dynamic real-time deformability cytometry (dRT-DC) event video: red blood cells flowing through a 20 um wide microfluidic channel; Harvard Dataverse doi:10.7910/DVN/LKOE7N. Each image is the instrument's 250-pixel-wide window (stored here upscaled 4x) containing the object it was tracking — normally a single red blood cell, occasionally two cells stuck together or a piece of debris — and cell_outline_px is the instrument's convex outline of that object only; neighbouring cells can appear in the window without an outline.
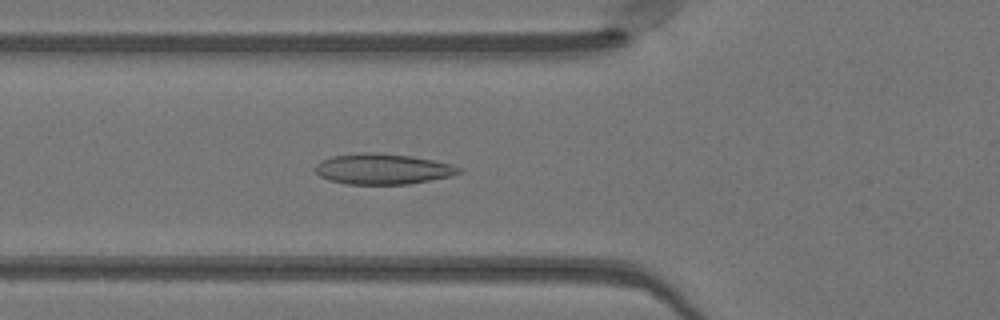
{"species": "Egyptian fruit bat (a non-hibernating species)", "species_latin": "Rousettus aegyptiacus", "temperature_condition": "warm", "stored_images_in_passage": 47, "camera_frame_rate_fps": 3000, "um_per_image_px": 0.085, "animal": {"sex": "female"}, "frame": {"image": 1, "passage_image": 18, "time_ms": 5.667, "image_size_px": [1000, 320], "cell_outline_px": [[464, 172], [452, 176], [408, 184], [348, 184], [328, 180], [320, 176], [316, 172], [316, 164], [320, 160], [332, 156], [412, 156], [452, 164], [464, 168]], "centroid_in_image_um": [32.63, 14.42], "position_along_channel_um": 93.2, "area_um2": 24.51}}
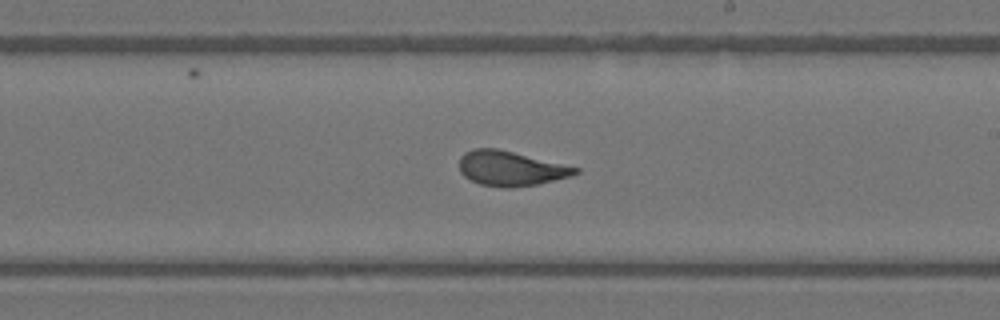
{"frame": {"image": 2, "passage_image": 29, "time_ms": 9.333, "image_size_px": [1000, 320], "cell_outline_px": [[580, 172], [572, 176], [536, 184], [512, 188], [504, 188], [480, 184], [464, 176], [460, 172], [460, 156], [464, 152], [472, 148], [496, 148], [580, 168]], "centroid_in_image_um": [43.39, 14.32], "position_along_channel_um": 245.6, "area_um2": 23.41}}
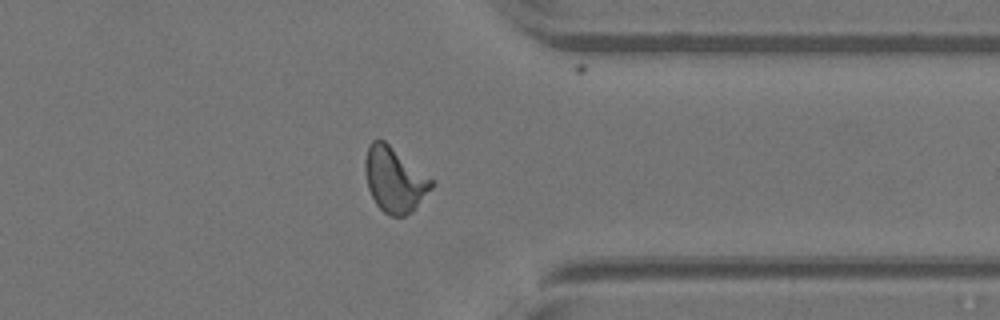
{"frame": {"image": 3, "passage_image": 39, "time_ms": 12.667, "image_size_px": [1000, 320], "cell_outline_px": [[436, 184], [416, 208], [412, 212], [404, 216], [392, 216], [384, 212], [376, 204], [368, 188], [364, 172], [364, 160], [368, 144], [372, 140], [384, 140], [436, 180]], "centroid_in_image_um": [33.56, 15.26], "position_along_channel_um": 377.8, "area_um2": 25.66}, "authors_computed_cell_mechanics": {"area_um2": 24.1604, "velocity_mm_per_s": 4.1442, "shape_relaxation_time_tau1_ms": 7.8104, "shape_relaxation_time_tau2_ms": 0.7921, "deformation_change_tau1": 0.2511, "deformation_change_tau2": 0.083}}